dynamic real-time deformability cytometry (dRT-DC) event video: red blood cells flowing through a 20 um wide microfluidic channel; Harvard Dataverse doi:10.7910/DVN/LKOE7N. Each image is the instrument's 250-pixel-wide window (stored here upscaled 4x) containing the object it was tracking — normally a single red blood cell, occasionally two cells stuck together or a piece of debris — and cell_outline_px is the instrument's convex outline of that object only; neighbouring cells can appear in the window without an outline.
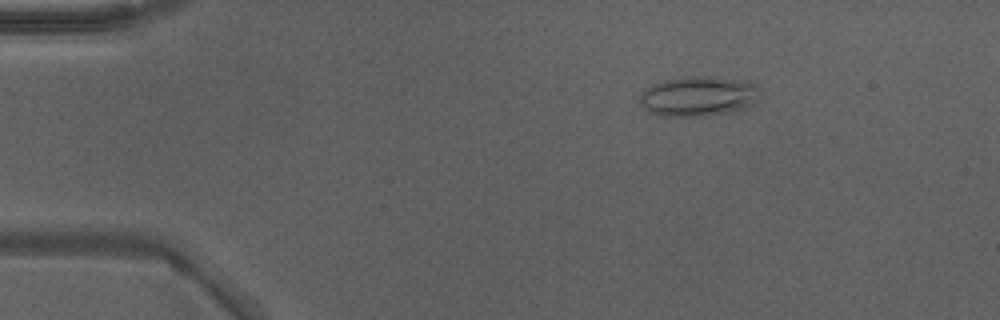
{"species": "Egyptian fruit bat (a non-hibernating species)", "species_latin": "Rousettus aegyptiacus", "temperature_condition": "warm", "stored_images_in_passage": 48, "camera_frame_rate_fps": 3000, "um_per_image_px": 0.085, "animal": {"sex": "male"}, "frame": {"image": 1, "passage_image": 8, "time_ms": 2.333, "image_size_px": [1000, 320], "cell_outline_px": [[760, 88], [748, 104], [740, 108], [708, 116], [660, 116], [652, 112], [640, 104], [640, 92], [652, 84], [664, 80], [684, 76], [712, 76], [752, 80]], "centroid_in_image_um": [59.3, 8.14], "position_along_channel_um": 25.7, "area_um2": 27.74}}
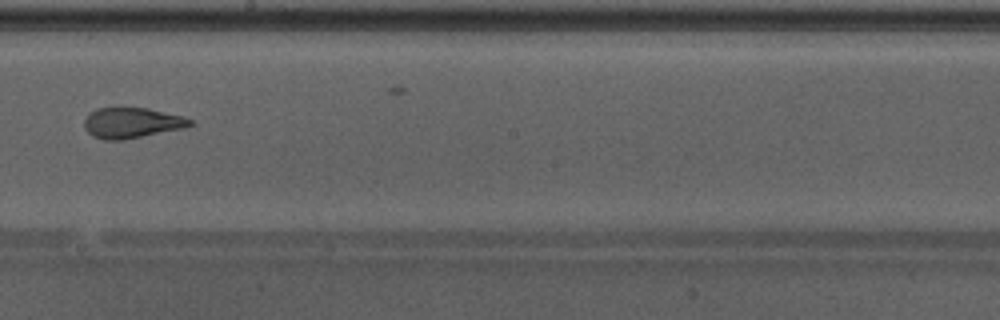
{"frame": {"image": 2, "passage_image": 28, "time_ms": 9.0, "image_size_px": [1000, 320], "cell_outline_px": [[192, 124], [184, 128], [124, 140], [104, 140], [92, 136], [84, 128], [84, 120], [96, 108], [116, 104], [148, 108], [180, 116], [192, 120]], "centroid_in_image_um": [11.13, 10.4], "position_along_channel_um": 237.1, "area_um2": 19.36}, "authors_computed_cell_mechanics": {"area_um2": 21.1548, "velocity_mm_per_s": 4.3091, "shape_relaxation_time_tau1_ms": 10.1979, "shape_relaxation_time_tau2_ms": 2.0839, "deformation_change_tau1": 0.2838, "deformation_change_tau2": 0.0942}}